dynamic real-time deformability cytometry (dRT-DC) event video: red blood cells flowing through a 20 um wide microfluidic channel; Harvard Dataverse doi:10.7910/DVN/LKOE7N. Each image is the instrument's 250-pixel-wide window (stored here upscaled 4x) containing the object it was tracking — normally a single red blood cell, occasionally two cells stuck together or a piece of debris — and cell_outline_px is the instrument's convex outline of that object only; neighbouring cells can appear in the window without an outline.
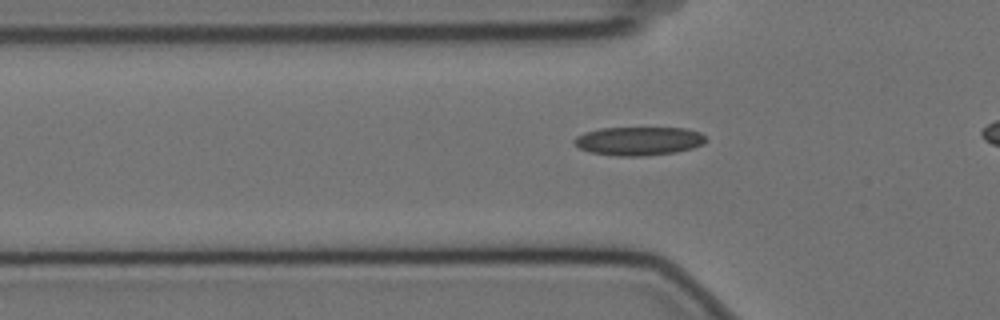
{"species": "Egyptian fruit bat (a non-hibernating species)", "species_latin": "Rousettus aegyptiacus", "temperature_condition": "cold", "stored_images_in_passage": 40, "camera_frame_rate_fps": 3000, "um_per_image_px": 0.085, "animal": {"sex": "female"}, "frame": {"image": 1, "passage_image": 12, "time_ms": 3.667, "image_size_px": [1000, 320], "cell_outline_px": [[708, 140], [704, 144], [692, 148], [676, 152], [644, 156], [616, 156], [588, 152], [580, 148], [572, 140], [576, 136], [584, 132], [600, 128], [684, 128], [700, 132]], "centroid_in_image_um": [54.29, 11.99], "position_along_channel_um": 71.5, "area_um2": 22.08}}
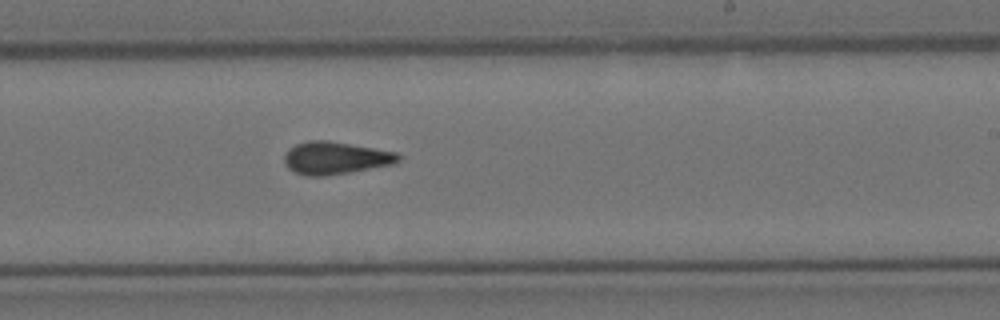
{"frame": {"image": 2, "passage_image": 28, "time_ms": 9.0, "image_size_px": [1000, 320], "cell_outline_px": [[400, 160], [392, 164], [348, 172], [324, 176], [304, 176], [288, 168], [284, 164], [284, 156], [288, 148], [296, 144], [308, 140], [324, 140], [396, 152], [400, 156]], "centroid_in_image_um": [28.44, 13.43], "position_along_channel_um": 260.6, "area_um2": 21.33}}
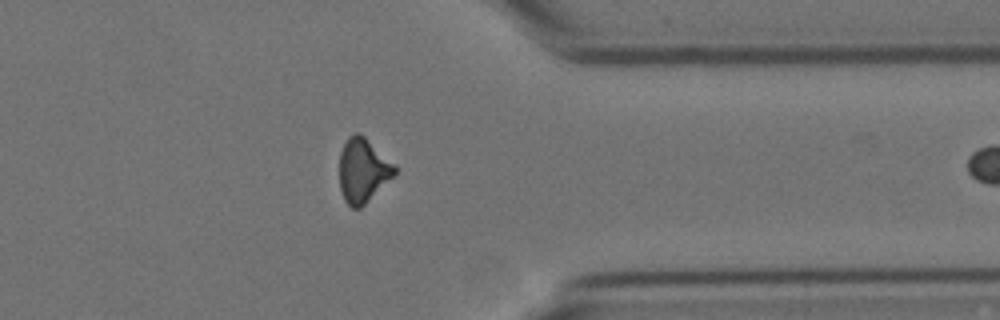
{"frame": {"image": 3, "passage_image": 39, "time_ms": 12.667, "image_size_px": [1000, 320], "cell_outline_px": [[396, 172], [360, 208], [352, 208], [344, 200], [340, 188], [340, 152], [348, 136], [356, 132], [360, 132], [396, 164]], "centroid_in_image_um": [30.84, 14.44], "position_along_channel_um": 380.6, "area_um2": 20.46}}